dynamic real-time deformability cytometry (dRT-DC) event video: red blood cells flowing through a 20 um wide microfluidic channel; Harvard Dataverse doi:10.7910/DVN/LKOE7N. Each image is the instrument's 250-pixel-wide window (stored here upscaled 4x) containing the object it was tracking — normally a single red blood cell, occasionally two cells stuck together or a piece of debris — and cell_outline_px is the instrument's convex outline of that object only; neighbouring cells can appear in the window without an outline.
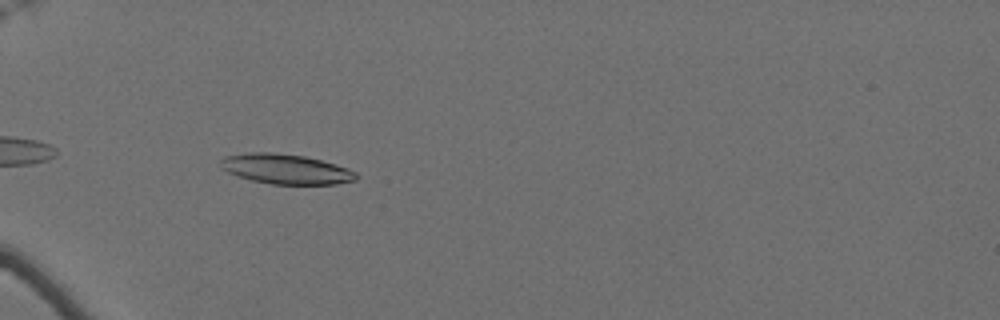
{"species": "Egyptian fruit bat (a non-hibernating species)", "species_latin": "Rousettus aegyptiacus", "temperature_condition": "cold", "stored_images_in_passage": 43, "camera_frame_rate_fps": 3000, "um_per_image_px": 0.085, "animal": {"sex": "female"}, "frame": {"image": 1, "passage_image": 4, "time_ms": 1.0, "image_size_px": [1000, 320], "cell_outline_px": [[356, 180], [336, 184], [272, 184], [252, 180], [228, 172], [220, 168], [220, 160], [224, 156], [248, 152], [272, 152], [304, 156], [320, 160], [348, 168], [356, 172]], "centroid_in_image_um": [24.27, 14.36], "position_along_channel_um": 60.7, "area_um2": 23.52}}
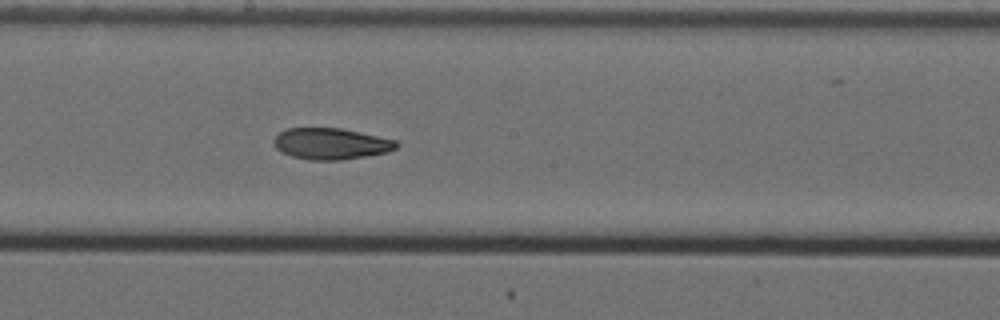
{"frame": {"image": 2, "passage_image": 19, "time_ms": 6.0, "image_size_px": [1000, 320], "cell_outline_px": [[400, 144], [396, 148], [388, 152], [368, 156], [340, 160], [308, 160], [292, 156], [276, 148], [272, 140], [280, 132], [288, 128], [340, 128], [396, 140]], "centroid_in_image_um": [28.15, 12.22], "position_along_channel_um": 220.1, "area_um2": 22.31}}
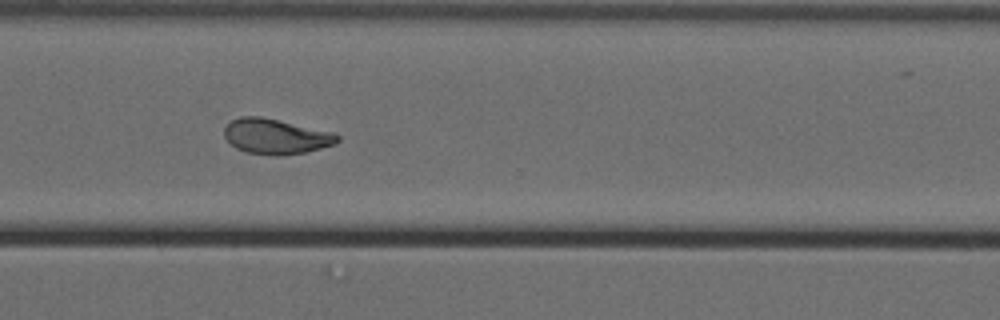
{"frame": {"image": 3, "passage_image": 30, "time_ms": 9.667, "image_size_px": [1000, 320], "cell_outline_px": [[340, 140], [336, 144], [304, 152], [280, 156], [248, 152], [236, 148], [224, 136], [224, 128], [232, 120], [240, 116], [260, 116], [336, 132], [340, 136]], "centroid_in_image_um": [23.49, 11.58], "position_along_channel_um": 347.1, "area_um2": 23.24}, "authors_computed_cell_mechanics": {"area_um2": 22.8888, "velocity_mm_per_s": 3.4783, "shape_relaxation_time_tau1_ms": 8.4316, "shape_relaxation_time_tau2_ms": 4.1963, "deformation_change_tau1": 0.2098, "deformation_change_tau2": 0.0961}}